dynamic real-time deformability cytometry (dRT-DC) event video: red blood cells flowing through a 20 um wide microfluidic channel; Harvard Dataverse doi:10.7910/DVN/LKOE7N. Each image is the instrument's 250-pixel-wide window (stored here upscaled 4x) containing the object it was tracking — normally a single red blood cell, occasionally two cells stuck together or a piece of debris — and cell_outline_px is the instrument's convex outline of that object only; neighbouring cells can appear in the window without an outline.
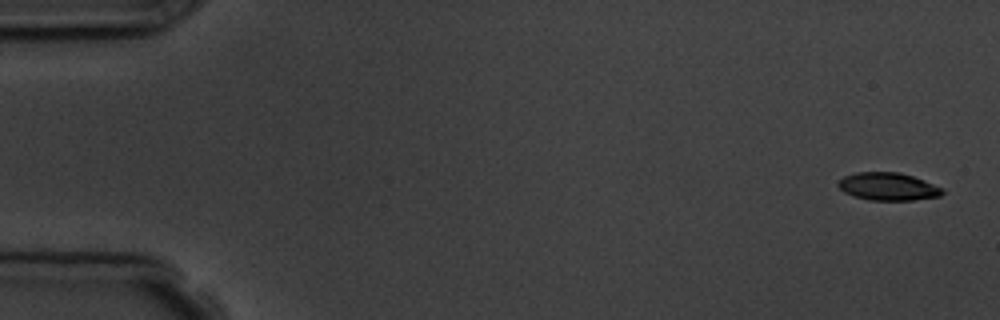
{"species": "common noctule bat (a hibernating species)", "species_latin": "Nyctalus noctula", "temperature_condition": "room temperature", "stored_images_in_passage": 4, "camera_frame_rate_fps": 3000, "um_per_image_px": 0.085, "animal": {"sex": "male", "body_mass_g": 19.5, "forearm_length_mm": 54.6}, "frame": {"image": 1, "passage_image": 1, "time_ms": 0.0, "image_size_px": [1000, 320], "cell_outline_px": [[944, 192], [940, 196], [912, 200], [868, 200], [852, 196], [844, 192], [836, 184], [844, 176], [856, 172], [900, 172], [924, 180], [944, 188]], "centroid_in_image_um": [75.48, 15.85], "position_along_channel_um": 9.5, "area_um2": 16.94}}
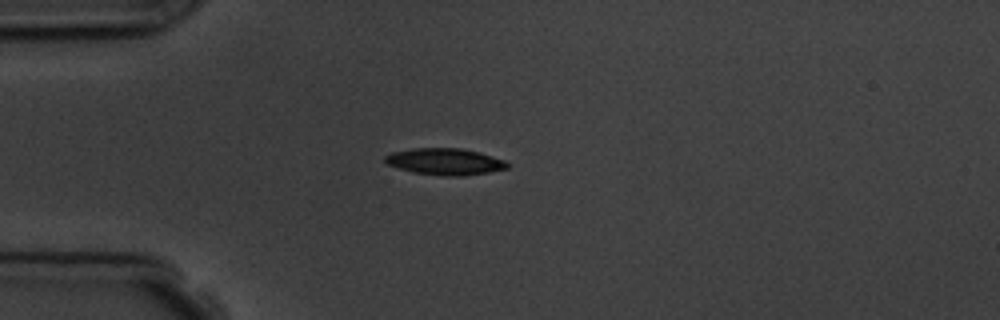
{"frame": {"image": 2, "passage_image": 4, "time_ms": 4.333, "image_size_px": [1000, 320], "cell_outline_px": [[508, 168], [488, 172], [464, 176], [444, 176], [412, 172], [388, 164], [384, 160], [384, 156], [392, 152], [412, 148], [460, 148], [480, 152], [504, 160], [508, 164]], "centroid_in_image_um": [37.82, 13.73], "position_along_channel_um": 47.2, "area_um2": 18.9}}